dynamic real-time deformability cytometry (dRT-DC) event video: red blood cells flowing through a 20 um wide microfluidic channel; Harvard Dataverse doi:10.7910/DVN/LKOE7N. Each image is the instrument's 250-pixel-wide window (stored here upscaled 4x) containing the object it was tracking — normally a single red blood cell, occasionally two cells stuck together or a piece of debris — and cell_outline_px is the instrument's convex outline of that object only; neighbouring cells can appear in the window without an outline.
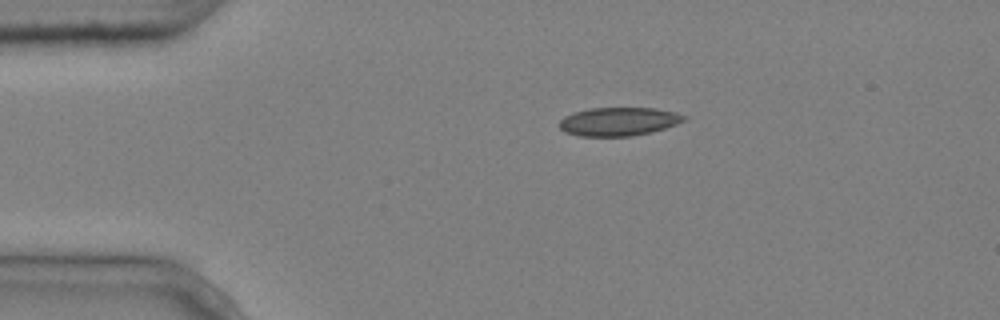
{"species": "common noctule bat (a hibernating species)", "species_latin": "Nyctalus noctula", "temperature_condition": "cold", "stored_images_in_passage": 2, "camera_frame_rate_fps": 3000, "um_per_image_px": 0.085, "animal": {"sex": "male", "body_mass_g": 20.4}, "frame": {"image": 1, "passage_image": 1, "time_ms": 0.0, "image_size_px": [1000, 320], "cell_outline_px": [[688, 120], [664, 128], [632, 136], [580, 136], [564, 132], [556, 124], [564, 116], [576, 112], [592, 108], [656, 108], [676, 112], [688, 116]], "centroid_in_image_um": [52.59, 10.33], "position_along_channel_um": 32.4, "area_um2": 20.75}}